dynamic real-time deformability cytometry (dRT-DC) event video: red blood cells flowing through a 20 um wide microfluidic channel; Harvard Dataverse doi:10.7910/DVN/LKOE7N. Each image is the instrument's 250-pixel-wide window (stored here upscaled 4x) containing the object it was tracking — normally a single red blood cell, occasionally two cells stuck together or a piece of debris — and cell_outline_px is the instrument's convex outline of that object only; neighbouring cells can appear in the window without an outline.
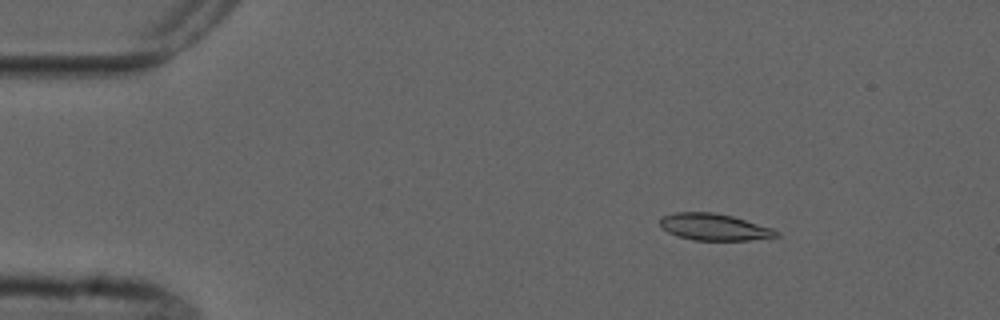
{"species": "common noctule bat (a hibernating species)", "species_latin": "Nyctalus noctula", "temperature_condition": "cold", "stored_images_in_passage": 4, "camera_frame_rate_fps": 3000, "um_per_image_px": 0.085, "animal": {"sex": "male", "forearm_length_mm": 52.5}, "frame": {"image": 1, "passage_image": 2, "time_ms": 1.0, "image_size_px": [1000, 320], "cell_outline_px": [[780, 236], [748, 240], [692, 240], [676, 236], [668, 232], [660, 224], [660, 216], [676, 212], [712, 212], [732, 216], [772, 228], [780, 232]], "centroid_in_image_um": [60.69, 19.29], "position_along_channel_um": 24.3, "area_um2": 18.09}}